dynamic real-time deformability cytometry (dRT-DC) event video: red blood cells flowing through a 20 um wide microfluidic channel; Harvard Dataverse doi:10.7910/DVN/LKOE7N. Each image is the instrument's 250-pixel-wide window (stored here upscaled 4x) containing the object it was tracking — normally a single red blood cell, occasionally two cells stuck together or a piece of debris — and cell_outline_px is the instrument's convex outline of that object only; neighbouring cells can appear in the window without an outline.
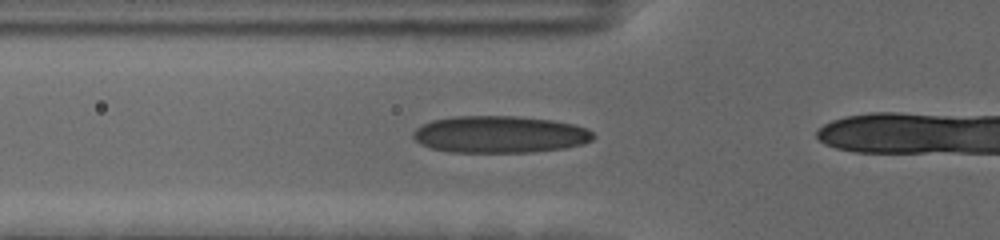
{"species": "human", "species_latin": "Homo sapiens", "temperature_condition": "cold", "stored_images_in_passage": 16, "camera_frame_rate_fps": 3000, "um_per_image_px": 0.085, "donor": {"sex": "female"}, "frame": {"image": 1, "passage_image": 14, "time_ms": 4.333, "image_size_px": [1000, 240], "cell_outline_px": [[596, 136], [592, 140], [584, 144], [564, 148], [532, 152], [448, 152], [432, 148], [420, 144], [412, 136], [412, 132], [416, 128], [432, 120], [456, 116], [516, 116], [552, 120], [572, 124], [588, 128]], "centroid_in_image_um": [42.49, 11.43], "position_along_channel_um": 83.3, "area_um2": 38.96}}